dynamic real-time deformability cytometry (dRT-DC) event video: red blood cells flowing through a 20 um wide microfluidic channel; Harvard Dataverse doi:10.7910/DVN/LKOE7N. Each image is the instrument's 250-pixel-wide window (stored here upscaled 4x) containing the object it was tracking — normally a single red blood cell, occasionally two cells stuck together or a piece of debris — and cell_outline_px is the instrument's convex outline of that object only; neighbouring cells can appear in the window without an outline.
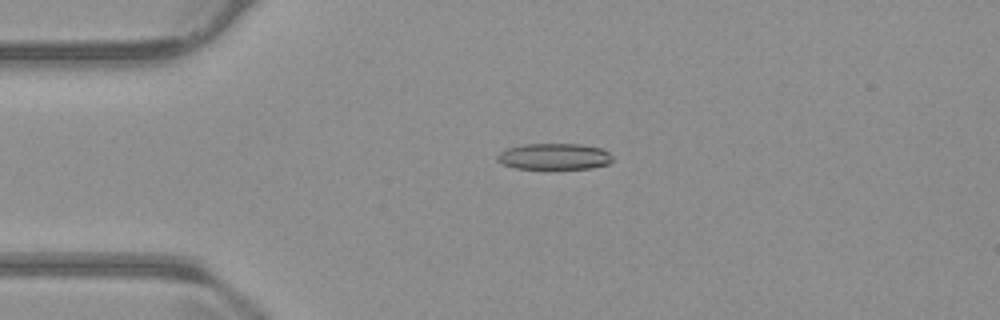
{"species": "common noctule bat (a hibernating species)", "species_latin": "Nyctalus noctula", "temperature_condition": "warm", "stored_images_in_passage": 55, "camera_frame_rate_fps": 3000, "um_per_image_px": 0.085, "animal": {"sex": "male", "body_mass_g": 23.1, "forearm_length_mm": 52.7}, "frame": {"image": 1, "passage_image": 13, "time_ms": 4.0, "image_size_px": [1000, 320], "cell_outline_px": [[612, 160], [608, 164], [592, 168], [516, 168], [504, 164], [496, 160], [496, 156], [504, 148], [524, 144], [580, 144], [604, 148], [612, 156]], "centroid_in_image_um": [47.11, 13.28], "position_along_channel_um": 37.9, "area_um2": 17.63}}
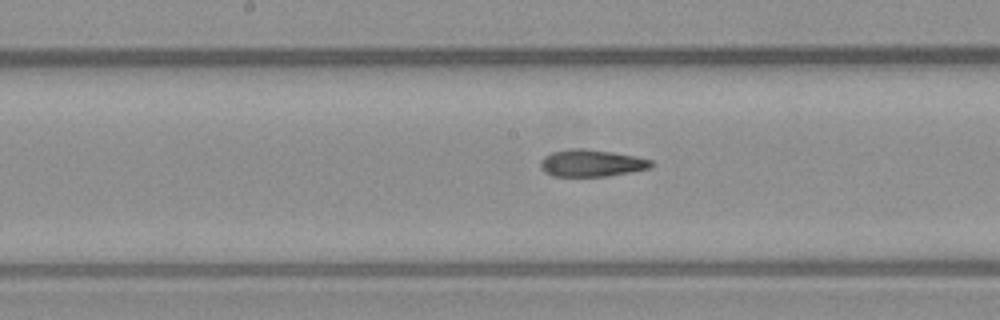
{"frame": {"image": 2, "passage_image": 28, "time_ms": 9.0, "image_size_px": [1000, 320], "cell_outline_px": [[656, 164], [652, 168], [632, 172], [604, 176], [552, 176], [544, 172], [540, 168], [540, 160], [544, 156], [552, 152], [572, 148], [580, 148], [612, 152], [636, 156], [652, 160]], "centroid_in_image_um": [50.29, 13.87], "position_along_channel_um": 197.9, "area_um2": 17.63}}
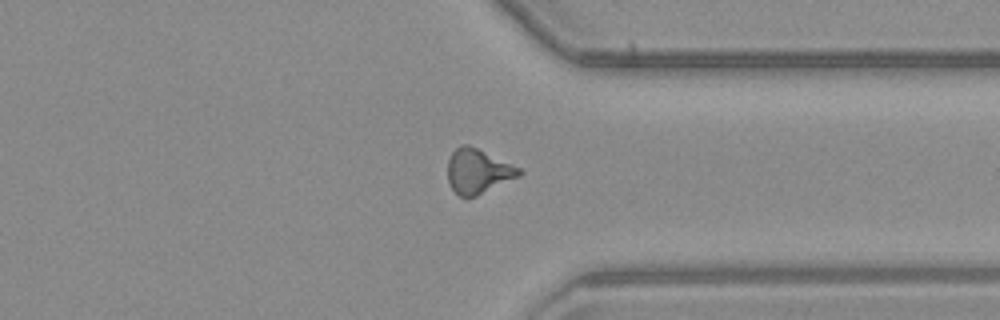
{"frame": {"image": 3, "passage_image": 42, "time_ms": 13.667, "image_size_px": [1000, 320], "cell_outline_px": [[524, 172], [520, 176], [468, 200], [460, 196], [448, 184], [448, 160], [452, 152], [460, 144], [468, 144], [520, 168]], "centroid_in_image_um": [40.61, 14.58], "position_along_channel_um": 370.8, "area_um2": 18.67}, "authors_computed_cell_mechanics": {"area_um2": 17.918, "velocity_mm_per_s": 3.7706, "shape_relaxation_time_tau1_ms": null, "shape_relaxation_time_tau2_ms": 3.4124, "deformation_change_tau1": null, "deformation_change_tau2": 0.1355}}